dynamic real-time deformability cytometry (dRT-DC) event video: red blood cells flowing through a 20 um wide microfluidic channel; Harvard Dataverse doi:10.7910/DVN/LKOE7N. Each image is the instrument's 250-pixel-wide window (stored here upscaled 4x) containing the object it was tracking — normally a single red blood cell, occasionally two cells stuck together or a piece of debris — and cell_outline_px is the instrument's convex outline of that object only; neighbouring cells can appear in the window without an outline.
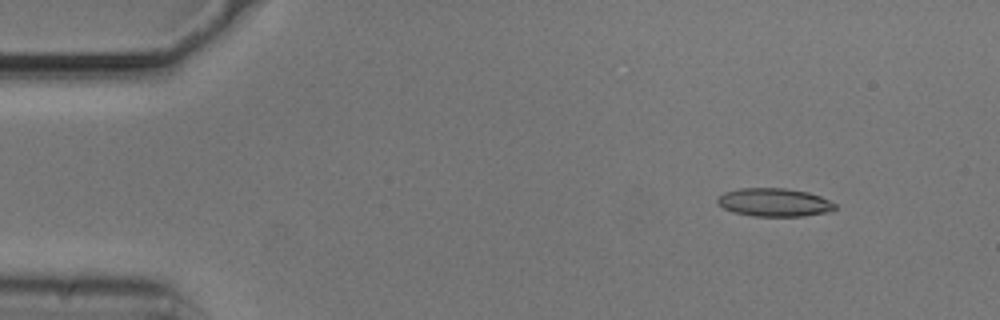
{"species": "common noctule bat (a hibernating species)", "species_latin": "Nyctalus noctula", "temperature_condition": "cold", "stored_images_in_passage": 49, "camera_frame_rate_fps": 3000, "um_per_image_px": 0.085, "animal": {"sex": "male", "body_mass_g": 20.5, "forearm_length_mm": 52.5}, "frame": {"image": 1, "passage_image": 1, "time_ms": 0.0, "image_size_px": [1000, 320], "cell_outline_px": [[836, 208], [832, 212], [804, 216], [752, 216], [732, 212], [724, 208], [716, 200], [716, 196], [724, 192], [740, 188], [784, 188], [808, 192], [820, 196], [836, 204]], "centroid_in_image_um": [65.81, 17.2], "position_along_channel_um": 19.2, "area_um2": 19.54}}
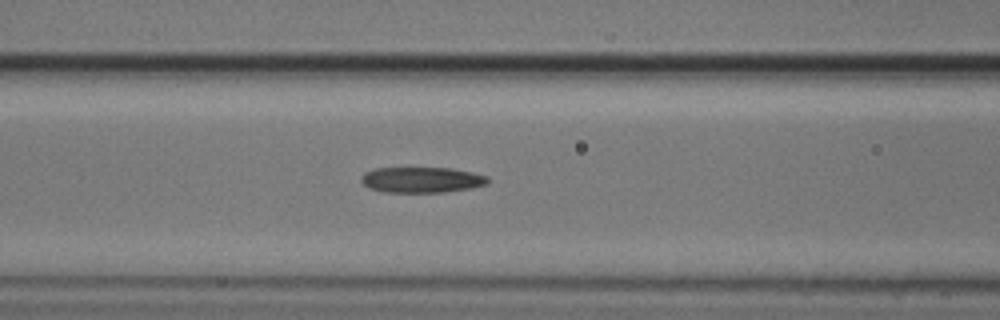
{"frame": {"image": 2, "passage_image": 17, "time_ms": 5.333, "image_size_px": [1000, 320], "cell_outline_px": [[488, 184], [472, 188], [444, 192], [384, 192], [368, 188], [360, 180], [360, 176], [364, 172], [376, 168], [452, 168], [472, 172], [488, 176]], "centroid_in_image_um": [35.83, 15.28], "position_along_channel_um": 130.8, "area_um2": 19.07}}
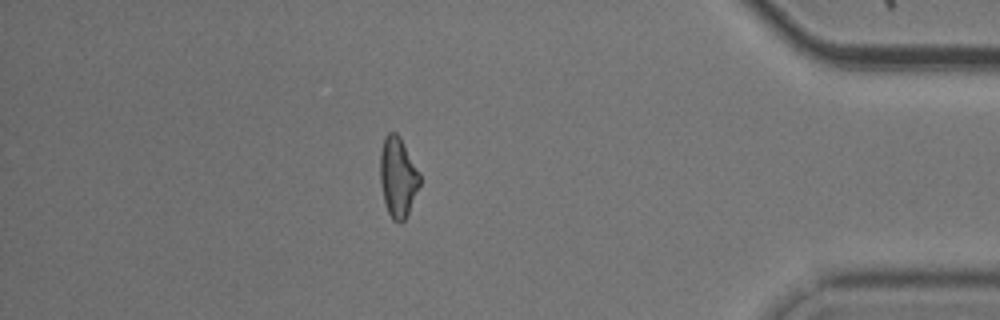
{"frame": {"image": 3, "passage_image": 42, "time_ms": 13.667, "image_size_px": [1000, 320], "cell_outline_px": [[420, 184], [408, 212], [404, 220], [400, 224], [392, 220], [388, 212], [384, 200], [380, 184], [380, 152], [384, 136], [388, 132], [396, 132], [400, 136], [420, 172]], "centroid_in_image_um": [33.81, 15.03], "position_along_channel_um": 401.4, "area_um2": 18.61}, "authors_computed_cell_mechanics": {"area_um2": 19.1896, "velocity_mm_per_s": 3.7144, "shape_relaxation_time_tau1_ms": 3.6811, "shape_relaxation_time_tau2_ms": 4.6624, "deformation_change_tau1": 0.1188, "deformation_change_tau2": 0.1514}}